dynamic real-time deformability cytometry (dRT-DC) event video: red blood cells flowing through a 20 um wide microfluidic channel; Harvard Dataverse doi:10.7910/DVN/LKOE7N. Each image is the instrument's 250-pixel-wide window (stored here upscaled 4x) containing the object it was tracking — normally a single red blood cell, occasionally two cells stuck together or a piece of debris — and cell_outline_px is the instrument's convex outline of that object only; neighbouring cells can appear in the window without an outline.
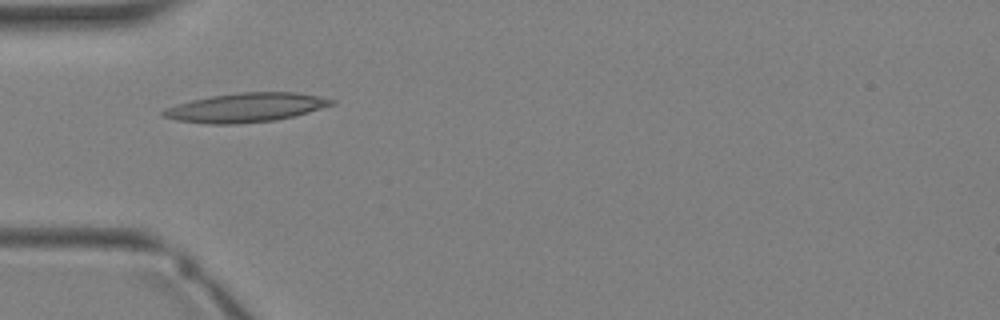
{"species": "Egyptian fruit bat (a non-hibernating species)", "species_latin": "Rousettus aegyptiacus", "temperature_condition": "warm", "stored_images_in_passage": 3, "camera_frame_rate_fps": 3000, "um_per_image_px": 0.085, "animal": {"sex": "female"}, "frame": {"image": 1, "passage_image": 3, "time_ms": 2.333, "image_size_px": [1000, 320], "cell_outline_px": [[336, 104], [296, 116], [276, 120], [236, 124], [204, 124], [176, 120], [164, 116], [160, 112], [164, 108], [176, 104], [192, 100], [212, 96], [240, 92], [296, 92], [320, 96], [336, 100]], "centroid_in_image_um": [20.93, 9.14], "position_along_channel_um": 64.1, "area_um2": 28.78}}